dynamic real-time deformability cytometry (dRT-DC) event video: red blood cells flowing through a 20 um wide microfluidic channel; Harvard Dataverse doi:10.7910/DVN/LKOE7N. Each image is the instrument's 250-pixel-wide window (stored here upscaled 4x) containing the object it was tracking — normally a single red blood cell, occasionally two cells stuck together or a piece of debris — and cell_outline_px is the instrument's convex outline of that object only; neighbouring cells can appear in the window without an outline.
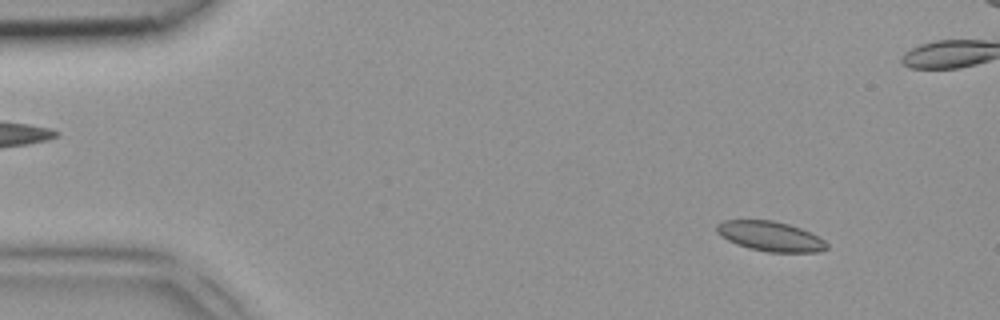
{"species": "common noctule bat (a hibernating species)", "species_latin": "Nyctalus noctula", "temperature_condition": "room temperature", "stored_images_in_passage": 4, "camera_frame_rate_fps": 3000, "um_per_image_px": 0.085, "animal": {"sex": "female", "body_mass_g": 18.4}, "frame": {"image": 1, "passage_image": 1, "time_ms": 0.0, "image_size_px": [1000, 320], "cell_outline_px": [[828, 248], [820, 252], [768, 252], [748, 248], [736, 244], [720, 236], [716, 232], [716, 224], [724, 220], [772, 220], [788, 224], [800, 228], [824, 240], [828, 244]], "centroid_in_image_um": [65.45, 20.09], "position_along_channel_um": 19.6, "area_um2": 19.13}}